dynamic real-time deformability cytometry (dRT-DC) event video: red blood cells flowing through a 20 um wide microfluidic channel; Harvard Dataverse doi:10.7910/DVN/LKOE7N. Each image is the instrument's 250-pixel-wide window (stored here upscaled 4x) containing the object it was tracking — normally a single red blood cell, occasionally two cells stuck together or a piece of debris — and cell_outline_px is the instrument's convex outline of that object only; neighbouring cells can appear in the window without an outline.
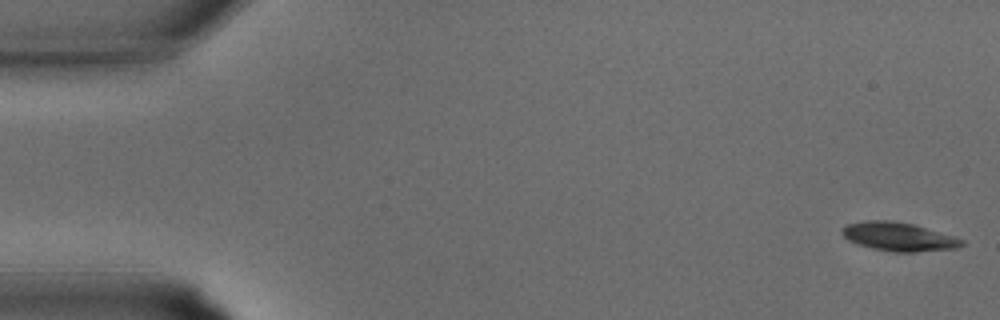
{"species": "common noctule bat (a hibernating species)", "species_latin": "Nyctalus noctula", "temperature_condition": "warm", "stored_images_in_passage": 33, "camera_frame_rate_fps": 3000, "um_per_image_px": 0.085, "animal": {"sex": "male", "body_mass_g": 15.6}, "frame": {"image": 1, "passage_image": 1, "time_ms": 0.0, "image_size_px": [1000, 320], "cell_outline_px": [[964, 244], [956, 248], [916, 252], [892, 252], [872, 248], [856, 244], [848, 240], [840, 232], [840, 228], [848, 224], [864, 220], [892, 220], [912, 224], [952, 236], [964, 240]], "centroid_in_image_um": [76.32, 20.12], "position_along_channel_um": 8.7, "area_um2": 19.94}}
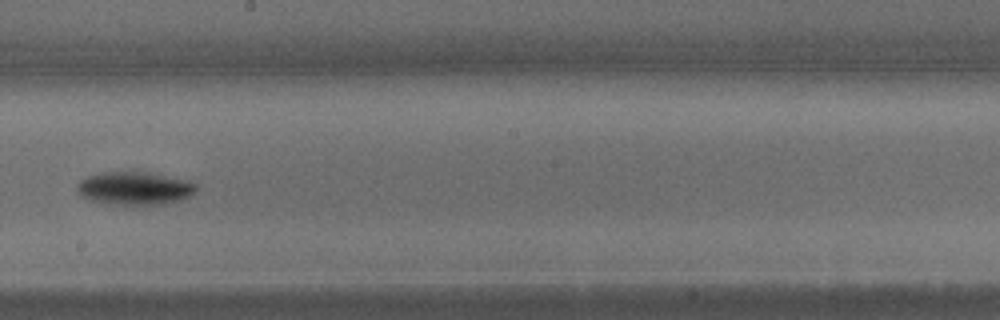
{"frame": {"image": 2, "passage_image": 19, "time_ms": 6.0, "image_size_px": [1000, 320], "cell_outline_px": [[196, 188], [188, 196], [180, 200], [164, 204], [120, 204], [92, 200], [84, 196], [76, 188], [76, 184], [80, 180], [88, 176], [104, 172], [148, 172], [184, 180], [196, 184]], "centroid_in_image_um": [11.43, 15.99], "position_along_channel_um": 236.8, "area_um2": 22.25}}
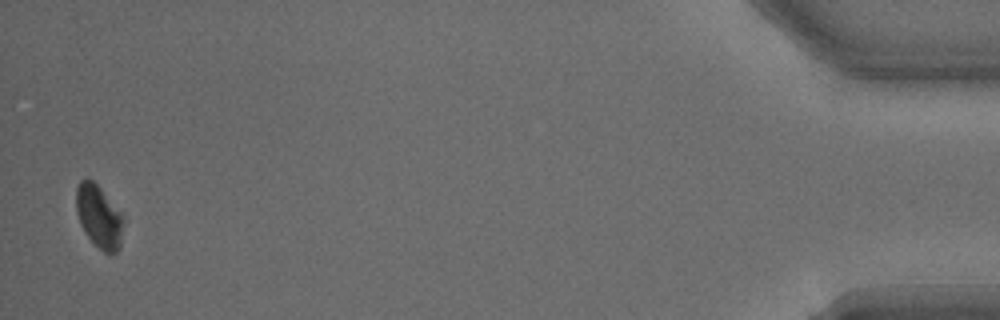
{"frame": {"image": 3, "passage_image": 33, "time_ms": 10.667, "image_size_px": [1000, 320], "cell_outline_px": [[128, 220], [120, 248], [112, 256], [108, 256], [84, 232], [80, 224], [76, 212], [76, 188], [80, 180], [88, 176], [100, 188]], "centroid_in_image_um": [8.48, 18.44], "position_along_channel_um": 426.7, "area_um2": 18.03}}